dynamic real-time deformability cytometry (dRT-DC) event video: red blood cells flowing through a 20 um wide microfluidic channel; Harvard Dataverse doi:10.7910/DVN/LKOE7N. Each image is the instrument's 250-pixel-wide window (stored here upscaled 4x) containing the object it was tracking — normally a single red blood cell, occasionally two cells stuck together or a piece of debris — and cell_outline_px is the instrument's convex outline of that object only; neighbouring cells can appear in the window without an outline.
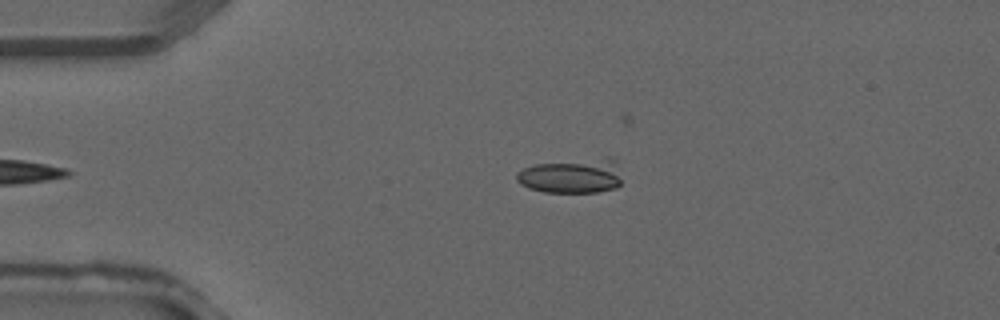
{"species": "common noctule bat (a hibernating species)", "species_latin": "Nyctalus noctula", "temperature_condition": "warm", "stored_images_in_passage": 3, "camera_frame_rate_fps": 3000, "um_per_image_px": 0.085, "animal": {"sex": "male", "forearm_length_mm": 52.5}, "frame": {"image": 1, "passage_image": 3, "time_ms": 0.667, "image_size_px": [1000, 320], "cell_outline_px": [[620, 184], [616, 188], [596, 192], [544, 192], [528, 188], [520, 184], [516, 180], [516, 172], [524, 168], [536, 164], [608, 156], [612, 160], [620, 180]], "centroid_in_image_um": [48.54, 14.95], "position_along_channel_um": 36.5, "area_um2": 21.1}}